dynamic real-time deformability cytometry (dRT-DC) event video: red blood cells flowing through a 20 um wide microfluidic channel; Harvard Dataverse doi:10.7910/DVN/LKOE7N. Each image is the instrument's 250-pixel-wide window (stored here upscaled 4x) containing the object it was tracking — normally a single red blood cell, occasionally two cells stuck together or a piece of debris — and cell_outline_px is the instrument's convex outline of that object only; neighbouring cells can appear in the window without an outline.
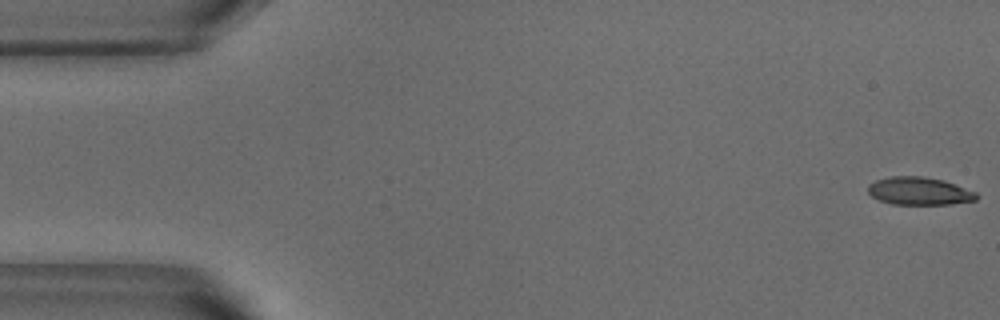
{"species": "common noctule bat (a hibernating species)", "species_latin": "Nyctalus noctula", "temperature_condition": "warm", "stored_images_in_passage": 50, "camera_frame_rate_fps": 3000, "um_per_image_px": 0.085, "animal": {"sex": "male", "body_mass_g": 18.8}, "frame": {"image": 1, "passage_image": 1, "time_ms": 0.0, "image_size_px": [1000, 320], "cell_outline_px": [[980, 196], [976, 200], [952, 204], [892, 204], [880, 200], [872, 196], [868, 192], [868, 184], [876, 180], [892, 176], [924, 176], [944, 180], [976, 192]], "centroid_in_image_um": [78.16, 16.23], "position_along_channel_um": 6.8, "area_um2": 17.63}}
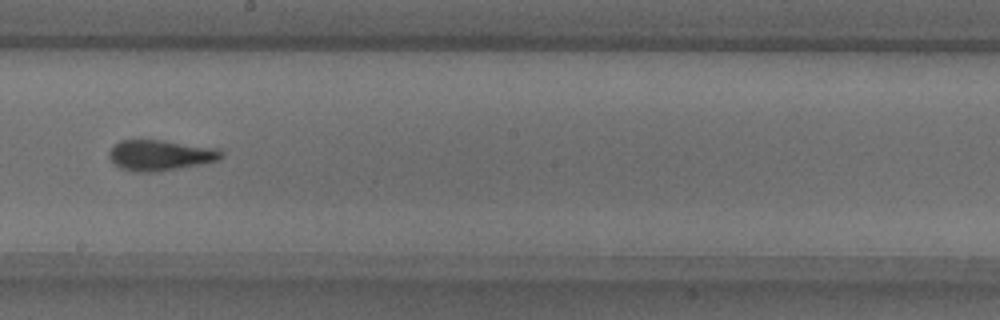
{"frame": {"image": 2, "passage_image": 29, "time_ms": 9.333, "image_size_px": [1000, 320], "cell_outline_px": [[224, 156], [220, 160], [180, 168], [156, 172], [136, 172], [120, 168], [108, 156], [108, 152], [120, 140], [160, 140], [220, 148], [224, 152]], "centroid_in_image_um": [13.68, 13.19], "position_along_channel_um": 234.5, "area_um2": 20.11}}
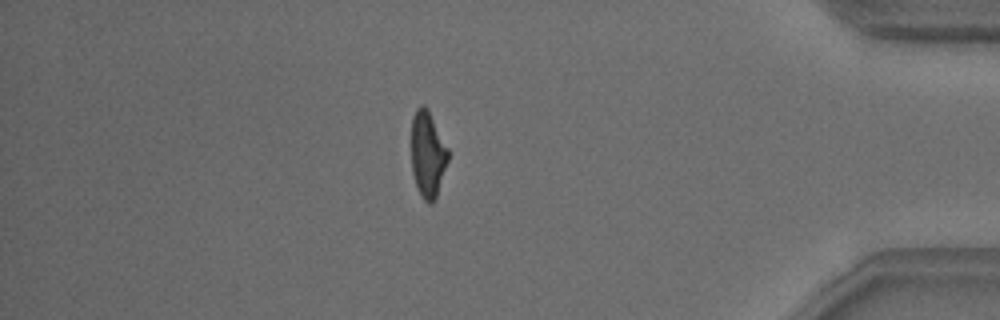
{"frame": {"image": 3, "passage_image": 45, "time_ms": 14.667, "image_size_px": [1000, 320], "cell_outline_px": [[448, 160], [436, 196], [432, 204], [428, 204], [424, 200], [416, 184], [412, 172], [412, 116], [416, 108], [420, 104], [424, 104], [428, 108], [448, 148]], "centroid_in_image_um": [36.35, 13.06], "position_along_channel_um": 398.9, "area_um2": 18.32}, "authors_computed_cell_mechanics": {"area_um2": 18.9873, "velocity_mm_per_s": 3.8276, "shape_relaxation_time_tau1_ms": 4.1182, "shape_relaxation_time_tau2_ms": 1.9458, "deformation_change_tau1": 0.1749, "deformation_change_tau2": 0.0929}}